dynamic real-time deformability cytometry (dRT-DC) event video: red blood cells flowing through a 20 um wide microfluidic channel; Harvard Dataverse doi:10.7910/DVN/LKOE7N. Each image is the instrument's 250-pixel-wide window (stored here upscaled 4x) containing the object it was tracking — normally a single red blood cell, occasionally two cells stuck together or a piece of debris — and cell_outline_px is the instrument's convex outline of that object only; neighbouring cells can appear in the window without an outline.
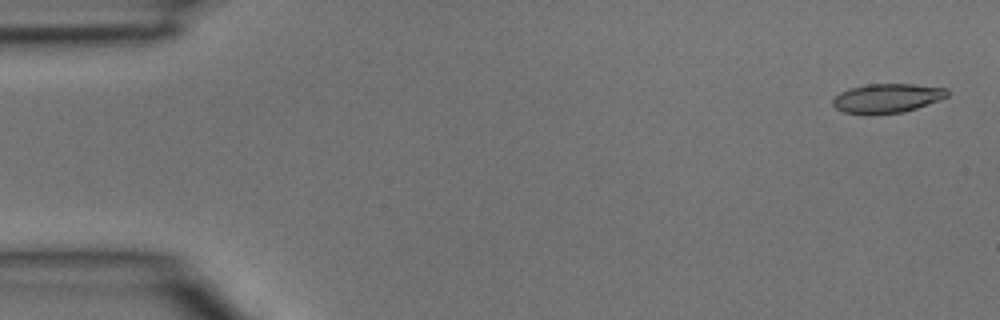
{"species": "common noctule bat (a hibernating species)", "species_latin": "Nyctalus noctula", "temperature_condition": "room temperature", "stored_images_in_passage": 4, "camera_frame_rate_fps": 3000, "um_per_image_px": 0.085, "animal": {"sex": "male", "body_mass_g": 15.6}, "frame": {"image": 1, "passage_image": 1, "time_ms": 0.0, "image_size_px": [1000, 320], "cell_outline_px": [[948, 96], [916, 108], [904, 112], [872, 116], [868, 116], [844, 112], [836, 108], [832, 104], [832, 100], [840, 92], [848, 88], [868, 84], [912, 84], [948, 88]], "centroid_in_image_um": [75.36, 8.37], "position_along_channel_um": 9.6, "area_um2": 19.77}}
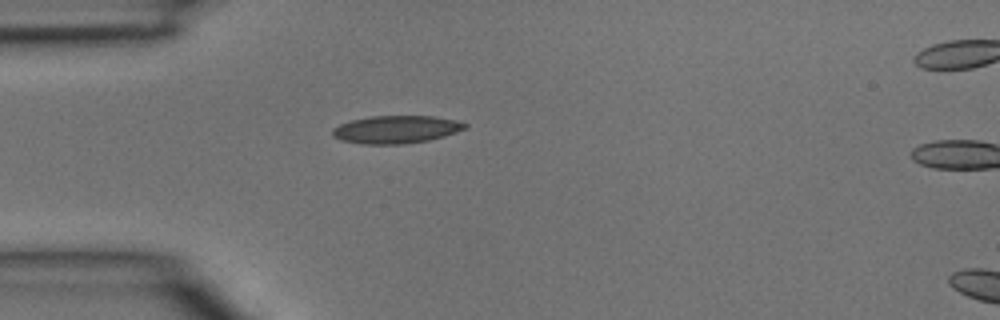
{"frame": {"image": 2, "passage_image": 3, "time_ms": 0.667, "image_size_px": [1000, 320], "cell_outline_px": [[468, 128], [444, 136], [428, 140], [404, 144], [360, 144], [340, 140], [332, 136], [332, 128], [340, 124], [352, 120], [372, 116], [436, 116], [456, 120], [468, 124]], "centroid_in_image_um": [33.67, 11.0], "position_along_channel_um": 51.3, "area_um2": 21.56}}